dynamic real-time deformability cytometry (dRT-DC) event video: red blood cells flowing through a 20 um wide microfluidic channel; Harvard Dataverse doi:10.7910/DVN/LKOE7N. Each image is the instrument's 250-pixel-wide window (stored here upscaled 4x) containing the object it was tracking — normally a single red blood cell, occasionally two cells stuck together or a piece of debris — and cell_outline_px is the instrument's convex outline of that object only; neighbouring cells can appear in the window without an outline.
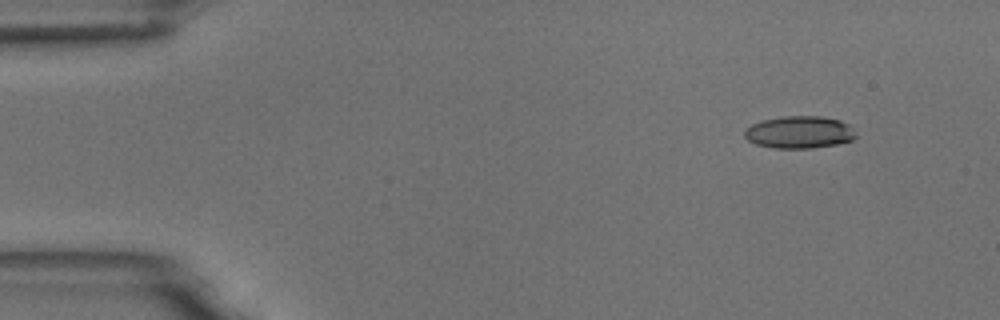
{"species": "common noctule bat (a hibernating species)", "species_latin": "Nyctalus noctula", "temperature_condition": "room temperature", "stored_images_in_passage": 6, "segment_of_instrument_passage": [1, 2], "camera_frame_rate_fps": 3000, "um_per_image_px": 0.085, "animal": {"sex": "male", "body_mass_g": 18.8}, "frame": {"image": 1, "passage_image": 2, "time_ms": 1.333, "image_size_px": [1000, 320], "cell_outline_px": [[856, 136], [852, 140], [836, 144], [812, 148], [776, 148], [756, 144], [748, 140], [744, 136], [744, 132], [752, 124], [760, 120], [784, 116], [824, 116], [840, 120], [848, 124], [856, 132]], "centroid_in_image_um": [67.96, 11.23], "position_along_channel_um": 17.0, "area_um2": 20.98}}